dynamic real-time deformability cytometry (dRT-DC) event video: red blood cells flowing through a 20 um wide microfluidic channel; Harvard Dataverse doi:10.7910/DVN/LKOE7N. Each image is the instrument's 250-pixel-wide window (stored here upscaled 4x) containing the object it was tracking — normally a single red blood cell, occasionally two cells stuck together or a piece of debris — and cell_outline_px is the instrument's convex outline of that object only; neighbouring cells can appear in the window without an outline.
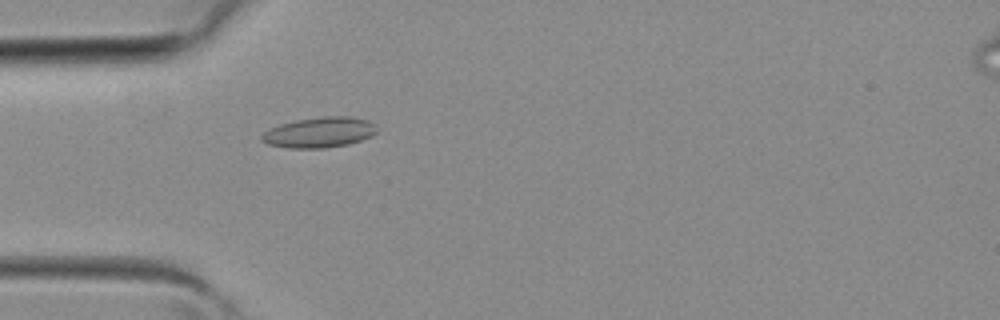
{"species": "common noctule bat (a hibernating species)", "species_latin": "Nyctalus noctula", "temperature_condition": "room temperature", "stored_images_in_passage": 20, "camera_frame_rate_fps": 3000, "um_per_image_px": 0.085, "animal": {"sex": "female", "body_mass_g": 19.3, "forearm_length_mm": 54.1}, "frame": {"image": 1, "passage_image": 1, "time_ms": 0.0, "image_size_px": [1000, 320], "cell_outline_px": [[380, 132], [372, 136], [348, 144], [324, 148], [288, 148], [268, 144], [260, 140], [260, 136], [268, 128], [280, 124], [296, 120], [324, 116], [352, 116], [368, 120]], "centroid_in_image_um": [27.14, 11.25], "position_along_channel_um": 57.9, "area_um2": 20.58}}
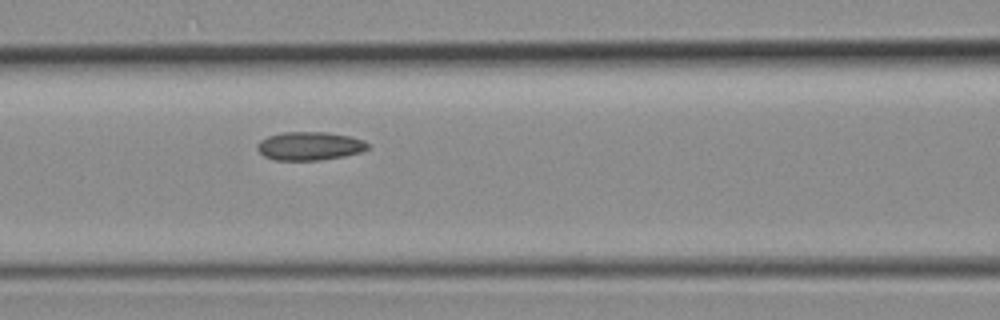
{"frame": {"image": 2, "passage_image": 6, "time_ms": 1.667, "image_size_px": [1000, 320], "cell_outline_px": [[368, 148], [360, 152], [344, 156], [320, 160], [276, 160], [264, 156], [256, 148], [256, 144], [260, 140], [268, 136], [284, 132], [328, 132], [352, 136], [364, 140], [368, 144]], "centroid_in_image_um": [26.31, 12.4], "position_along_channel_um": 140.3, "area_um2": 18.38}}
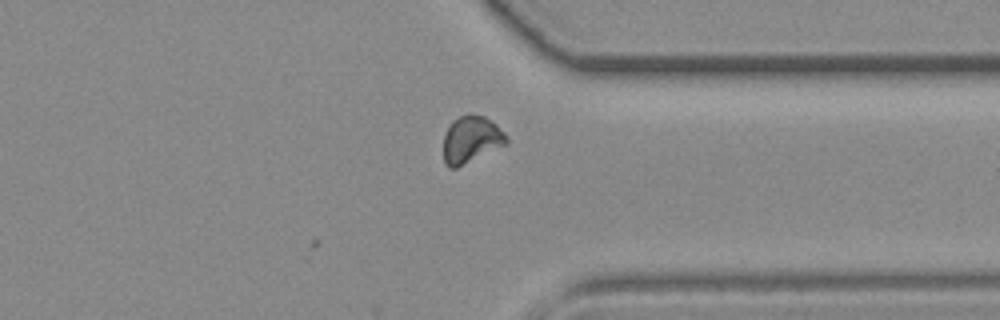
{"frame": {"image": 3, "passage_image": 20, "time_ms": 6.333, "image_size_px": [1000, 320], "cell_outline_px": [[508, 144], [456, 168], [448, 168], [444, 160], [444, 136], [452, 120], [468, 112], [472, 112], [484, 116], [496, 124], [508, 136]], "centroid_in_image_um": [40.07, 11.84], "position_along_channel_um": 371.3, "area_um2": 17.46}}